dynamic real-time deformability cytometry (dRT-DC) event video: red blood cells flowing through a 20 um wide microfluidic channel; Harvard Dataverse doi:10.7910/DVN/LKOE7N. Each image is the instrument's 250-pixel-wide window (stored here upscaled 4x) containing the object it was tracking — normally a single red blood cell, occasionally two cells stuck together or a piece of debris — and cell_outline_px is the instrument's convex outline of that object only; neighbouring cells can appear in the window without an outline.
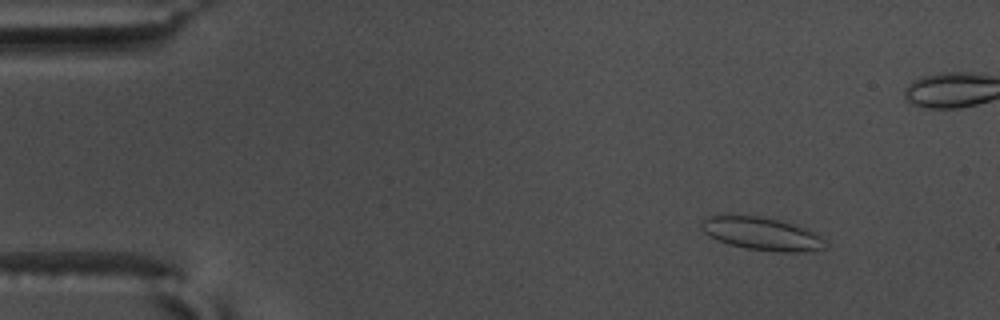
{"species": "common noctule bat (a hibernating species)", "species_latin": "Nyctalus noctula", "temperature_condition": "warm", "stored_images_in_passage": 57, "camera_frame_rate_fps": 3000, "um_per_image_px": 0.085, "animal": {"sex": "male", "body_mass_g": 17.5, "forearm_length_mm": 52.3}, "frame": {"image": 1, "passage_image": 7, "time_ms": 2.0, "image_size_px": [1000, 320], "cell_outline_px": [[828, 248], [804, 252], [776, 252], [744, 248], [728, 244], [716, 240], [708, 236], [700, 228], [700, 224], [708, 216], [728, 212], [760, 216], [784, 220], [804, 228], [812, 232], [824, 240], [828, 244]], "centroid_in_image_um": [64.69, 19.83], "position_along_channel_um": 20.3, "area_um2": 24.68}}
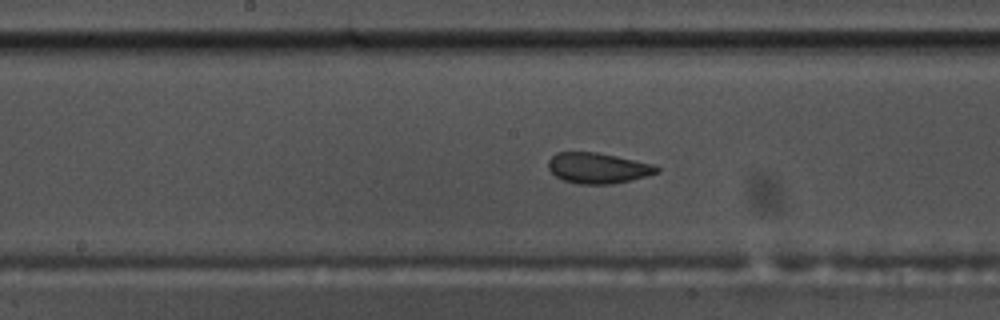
{"frame": {"image": 2, "passage_image": 29, "time_ms": 9.333, "image_size_px": [1000, 320], "cell_outline_px": [[660, 172], [648, 176], [612, 184], [576, 184], [564, 180], [556, 176], [548, 168], [548, 160], [556, 152], [596, 152], [616, 156], [652, 164], [660, 168]], "centroid_in_image_um": [50.82, 14.29], "position_along_channel_um": 197.4, "area_um2": 19.36}}
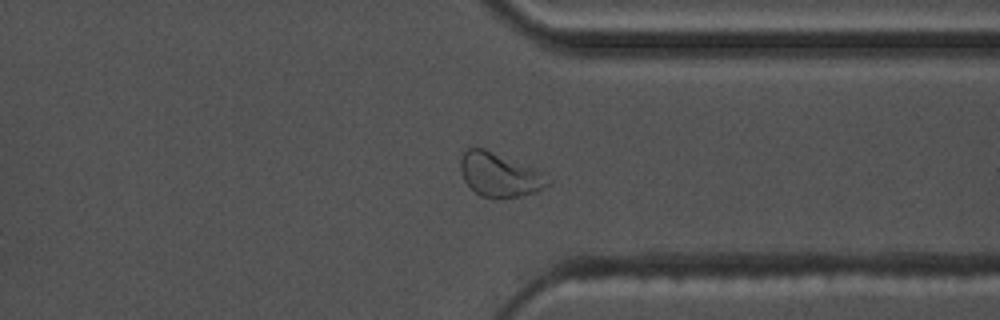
{"frame": {"image": 3, "passage_image": 43, "time_ms": 14.0, "image_size_px": [1000, 320], "cell_outline_px": [[552, 180], [544, 188], [536, 192], [520, 196], [496, 200], [480, 196], [464, 180], [460, 168], [460, 160], [464, 152], [468, 148], [484, 148], [540, 172]], "centroid_in_image_um": [42.44, 14.9], "position_along_channel_um": 369.0, "area_um2": 22.08}, "authors_computed_cell_mechanics": {"area_um2": 21.6172, "velocity_mm_per_s": 3.6891, "shape_relaxation_time_tau1_ms": 8.0877, "shape_relaxation_time_tau2_ms": 1.2829, "deformation_change_tau1": 0.1544, "deformation_change_tau2": 0.0719}}